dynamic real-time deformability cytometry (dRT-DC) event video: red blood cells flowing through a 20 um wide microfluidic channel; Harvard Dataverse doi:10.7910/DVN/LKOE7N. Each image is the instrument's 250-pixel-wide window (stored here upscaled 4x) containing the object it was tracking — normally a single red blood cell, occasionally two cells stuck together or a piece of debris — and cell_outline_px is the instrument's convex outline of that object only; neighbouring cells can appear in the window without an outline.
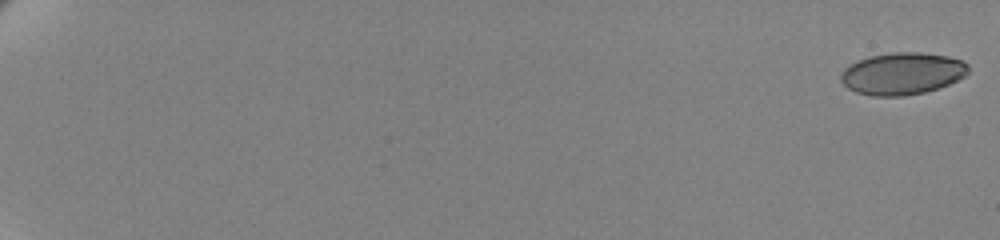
{"species": "human", "species_latin": "Homo sapiens", "temperature_condition": "cold", "stored_images_in_passage": 63, "camera_frame_rate_fps": 3000, "um_per_image_px": 0.085, "donor": {"sex": "female"}, "frame": {"image": 1, "passage_image": 1, "time_ms": 0.0, "image_size_px": [1000, 240], "cell_outline_px": [[968, 72], [964, 76], [948, 84], [924, 92], [904, 96], [872, 96], [856, 92], [848, 88], [840, 80], [840, 76], [844, 68], [856, 60], [872, 56], [892, 52], [920, 52], [948, 56], [960, 60], [968, 64]], "centroid_in_image_um": [76.66, 6.25], "position_along_channel_um": 8.3, "area_um2": 31.15}}
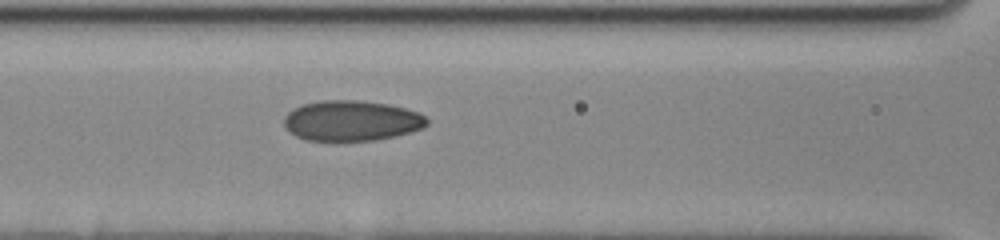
{"frame": {"image": 2, "passage_image": 32, "time_ms": 10.333, "image_size_px": [1000, 240], "cell_outline_px": [[428, 124], [424, 128], [412, 132], [396, 136], [376, 140], [336, 144], [304, 140], [288, 132], [284, 128], [284, 116], [292, 108], [304, 104], [320, 100], [356, 100], [388, 104], [420, 112], [428, 120]], "centroid_in_image_um": [29.84, 10.31], "position_along_channel_um": 136.8, "area_um2": 34.97}}
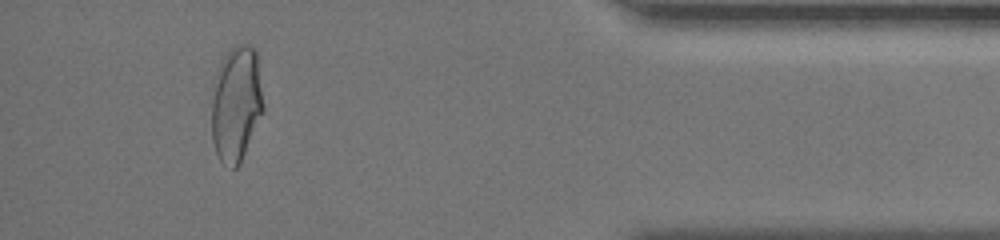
{"frame": {"image": 3, "passage_image": 59, "time_ms": 19.333, "image_size_px": [1000, 240], "cell_outline_px": [[264, 108], [240, 164], [236, 168], [232, 168], [224, 164], [220, 160], [216, 152], [212, 140], [212, 100], [216, 72], [220, 60], [228, 48], [236, 44], [248, 44], [256, 48], [260, 56]], "centroid_in_image_um": [20.11, 8.72], "position_along_channel_um": 415.1, "area_um2": 35.72}, "authors_computed_cell_mechanics": {"area_um2": 32.7148, "velocity_mm_per_s": 3.4649, "shape_relaxation_time_tau1_ms": 7.0852, "shape_relaxation_time_tau2_ms": 1.3792, "deformation_change_tau1": 0.1559, "deformation_change_tau2": 0.0644}}